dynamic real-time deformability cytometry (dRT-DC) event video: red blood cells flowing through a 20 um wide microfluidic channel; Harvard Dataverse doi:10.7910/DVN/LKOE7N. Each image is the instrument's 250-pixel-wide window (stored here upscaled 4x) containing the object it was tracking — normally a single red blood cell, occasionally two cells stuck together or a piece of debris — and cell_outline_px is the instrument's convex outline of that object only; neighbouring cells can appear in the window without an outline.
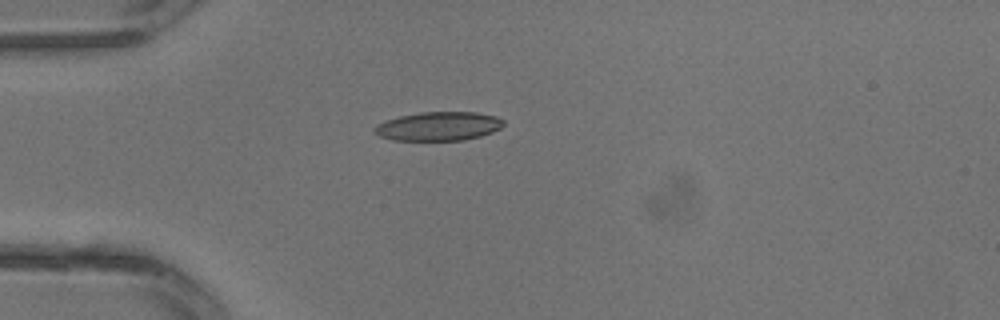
{"species": "common noctule bat (a hibernating species)", "species_latin": "Nyctalus noctula", "temperature_condition": "warm", "stored_images_in_passage": 3, "camera_frame_rate_fps": 3000, "um_per_image_px": 0.085, "animal": {"sex": "male", "body_mass_g": 13.3}, "frame": {"image": 1, "passage_image": 3, "time_ms": 0.667, "image_size_px": [1000, 320], "cell_outline_px": [[504, 124], [500, 128], [492, 132], [480, 136], [464, 140], [392, 140], [380, 136], [372, 128], [376, 124], [400, 116], [420, 112], [476, 112], [496, 116], [504, 120]], "centroid_in_image_um": [37.29, 10.73], "position_along_channel_um": 47.7, "area_um2": 21.62}}